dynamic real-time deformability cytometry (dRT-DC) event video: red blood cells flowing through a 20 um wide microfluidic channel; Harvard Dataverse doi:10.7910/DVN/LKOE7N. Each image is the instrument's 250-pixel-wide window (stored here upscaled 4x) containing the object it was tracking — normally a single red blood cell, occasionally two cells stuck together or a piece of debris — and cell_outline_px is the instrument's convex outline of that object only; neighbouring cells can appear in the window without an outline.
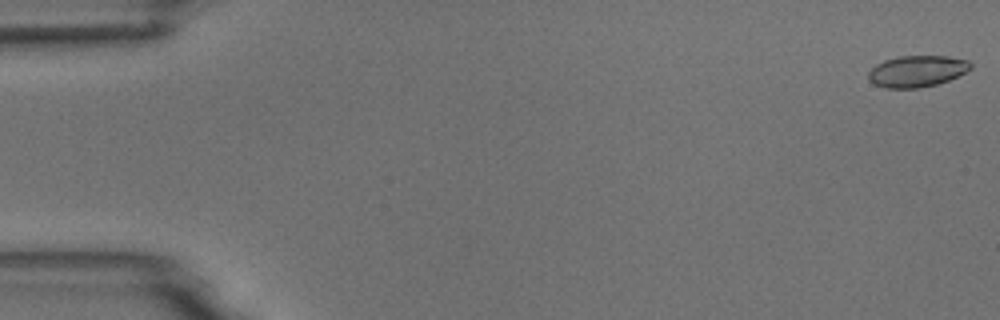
{"species": "common noctule bat (a hibernating species)", "species_latin": "Nyctalus noctula", "temperature_condition": "room temperature", "stored_images_in_passage": 5, "camera_frame_rate_fps": 3000, "um_per_image_px": 0.085, "animal": {"sex": "male", "body_mass_g": 18.8}, "frame": {"image": 1, "passage_image": 1, "time_ms": 0.0, "image_size_px": [1000, 320], "cell_outline_px": [[972, 68], [948, 80], [936, 84], [916, 88], [884, 88], [872, 84], [868, 80], [868, 72], [876, 64], [884, 60], [900, 56], [948, 56], [968, 60], [972, 64]], "centroid_in_image_um": [77.9, 6.05], "position_along_channel_um": 7.1, "area_um2": 18.73}}
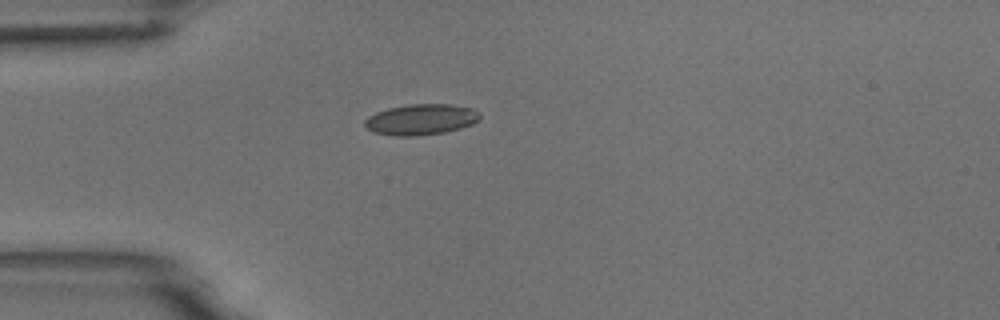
{"frame": {"image": 2, "passage_image": 5, "time_ms": 4.667, "image_size_px": [1000, 320], "cell_outline_px": [[480, 116], [472, 124], [460, 128], [444, 132], [416, 136], [396, 136], [376, 132], [368, 128], [364, 124], [364, 120], [368, 116], [376, 112], [388, 108], [408, 104], [452, 104], [472, 108], [480, 112]], "centroid_in_image_um": [35.78, 10.14], "position_along_channel_um": 49.2, "area_um2": 20.58}}